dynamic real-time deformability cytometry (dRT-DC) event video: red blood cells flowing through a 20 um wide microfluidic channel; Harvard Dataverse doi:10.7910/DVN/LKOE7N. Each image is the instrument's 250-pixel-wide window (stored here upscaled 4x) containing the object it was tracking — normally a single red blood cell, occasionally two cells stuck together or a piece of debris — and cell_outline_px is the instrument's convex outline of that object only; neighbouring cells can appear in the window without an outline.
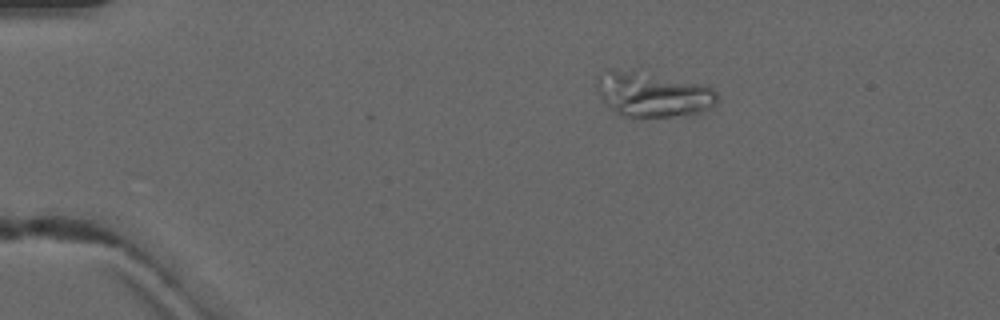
{"species": "common noctule bat (a hibernating species)", "species_latin": "Nyctalus noctula", "temperature_condition": "warm", "stored_images_in_passage": 3, "camera_frame_rate_fps": 3000, "um_per_image_px": 0.085, "animal": {"sex": "male", "forearm_length_mm": 52.5}, "frame": {"image": 1, "passage_image": 1, "time_ms": 0.0, "image_size_px": [1000, 320], "cell_outline_px": [[720, 96], [716, 104], [712, 108], [704, 112], [672, 116], [624, 116], [616, 112], [596, 92], [596, 76], [600, 72], [608, 68], [632, 68], [708, 84]], "centroid_in_image_um": [55.51, 7.94], "position_along_channel_um": 29.5, "area_um2": 32.71}}